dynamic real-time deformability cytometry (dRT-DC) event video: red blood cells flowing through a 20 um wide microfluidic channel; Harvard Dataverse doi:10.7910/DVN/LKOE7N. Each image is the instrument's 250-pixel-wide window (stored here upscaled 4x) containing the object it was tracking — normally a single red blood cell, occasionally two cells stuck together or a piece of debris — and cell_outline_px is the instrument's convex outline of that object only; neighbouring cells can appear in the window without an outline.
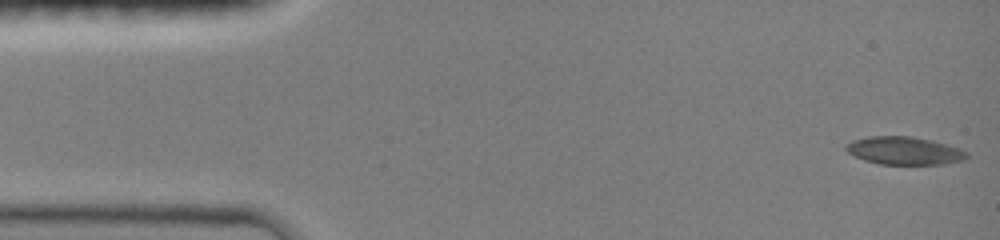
{"species": "common noctule bat (a hibernating species)", "species_latin": "Nyctalus noctula", "temperature_condition": "room temperature", "stored_images_in_passage": 11, "camera_frame_rate_fps": 3000, "um_per_image_px": 0.085, "animal": {"sex": "female", "body_mass_g": 19.0, "forearm_length_mm": 51.5}, "frame": {"image": 1, "passage_image": 1, "time_ms": 0.0, "image_size_px": [1000, 240], "cell_outline_px": [[968, 156], [964, 160], [944, 164], [880, 164], [864, 160], [848, 152], [844, 148], [844, 144], [852, 140], [868, 136], [912, 136], [932, 140], [968, 152]], "centroid_in_image_um": [76.82, 12.8], "position_along_channel_um": 8.2, "area_um2": 19.59}}
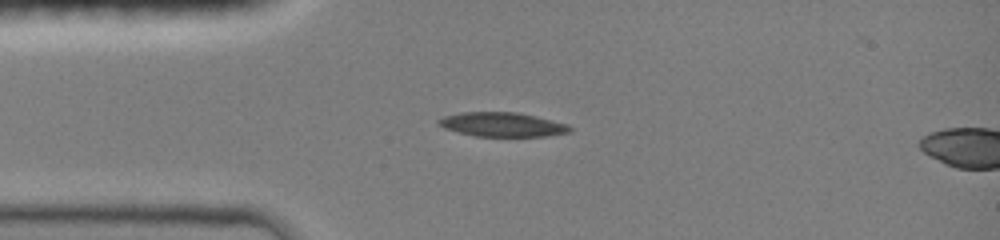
{"frame": {"image": 2, "passage_image": 9, "time_ms": 2.667, "image_size_px": [1000, 240], "cell_outline_px": [[572, 132], [548, 136], [476, 136], [444, 128], [436, 120], [444, 116], [460, 112], [516, 112], [536, 116], [568, 124], [572, 128]], "centroid_in_image_um": [42.73, 10.58], "position_along_channel_um": 42.3, "area_um2": 18.5}}